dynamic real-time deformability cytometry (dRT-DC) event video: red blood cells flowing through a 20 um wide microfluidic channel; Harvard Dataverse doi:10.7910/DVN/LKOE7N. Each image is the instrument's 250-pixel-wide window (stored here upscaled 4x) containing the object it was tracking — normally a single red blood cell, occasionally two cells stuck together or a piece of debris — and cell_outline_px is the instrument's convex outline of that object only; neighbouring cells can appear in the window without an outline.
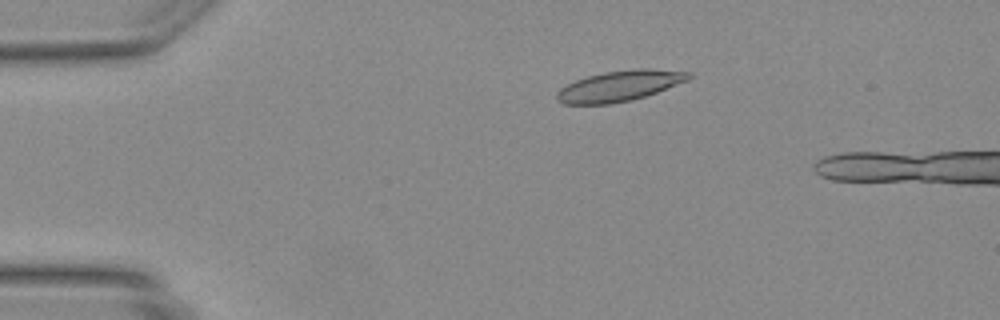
{"species": "Egyptian fruit bat (a non-hibernating species)", "species_latin": "Rousettus aegyptiacus", "temperature_condition": "warm", "stored_images_in_passage": 10, "camera_frame_rate_fps": 3000, "um_per_image_px": 0.085, "animal": {"sex": "female"}, "frame": {"image": 1, "passage_image": 4, "time_ms": 1.0, "image_size_px": [1000, 320], "cell_outline_px": [[692, 76], [688, 80], [656, 92], [632, 100], [608, 104], [564, 104], [556, 100], [556, 92], [560, 88], [576, 80], [588, 76], [604, 72], [636, 68], [652, 68], [692, 72]], "centroid_in_image_um": [52.67, 7.29], "position_along_channel_um": 32.3, "area_um2": 23.52}}